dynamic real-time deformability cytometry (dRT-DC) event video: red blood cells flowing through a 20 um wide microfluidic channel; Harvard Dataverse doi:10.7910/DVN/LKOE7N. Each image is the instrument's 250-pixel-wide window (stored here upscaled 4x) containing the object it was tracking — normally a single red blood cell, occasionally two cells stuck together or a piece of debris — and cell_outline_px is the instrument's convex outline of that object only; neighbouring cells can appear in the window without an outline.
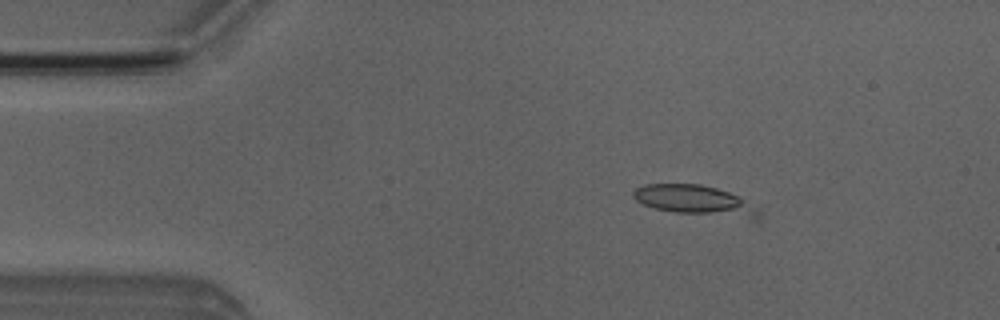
{"species": "Egyptian fruit bat (a non-hibernating species)", "species_latin": "Rousettus aegyptiacus", "temperature_condition": "room temperature", "stored_images_in_passage": 6, "camera_frame_rate_fps": 3000, "um_per_image_px": 0.085, "animal": {"sex": "male"}, "frame": {"image": 1, "passage_image": 3, "time_ms": 2.333, "image_size_px": [1000, 320], "cell_outline_px": [[760, 220], [752, 220], [676, 212], [656, 208], [640, 204], [632, 196], [632, 192], [636, 188], [644, 184], [700, 184], [716, 188], [728, 192], [736, 196], [760, 212]], "centroid_in_image_um": [59.06, 17.05], "position_along_channel_um": 25.9, "area_um2": 21.79}}